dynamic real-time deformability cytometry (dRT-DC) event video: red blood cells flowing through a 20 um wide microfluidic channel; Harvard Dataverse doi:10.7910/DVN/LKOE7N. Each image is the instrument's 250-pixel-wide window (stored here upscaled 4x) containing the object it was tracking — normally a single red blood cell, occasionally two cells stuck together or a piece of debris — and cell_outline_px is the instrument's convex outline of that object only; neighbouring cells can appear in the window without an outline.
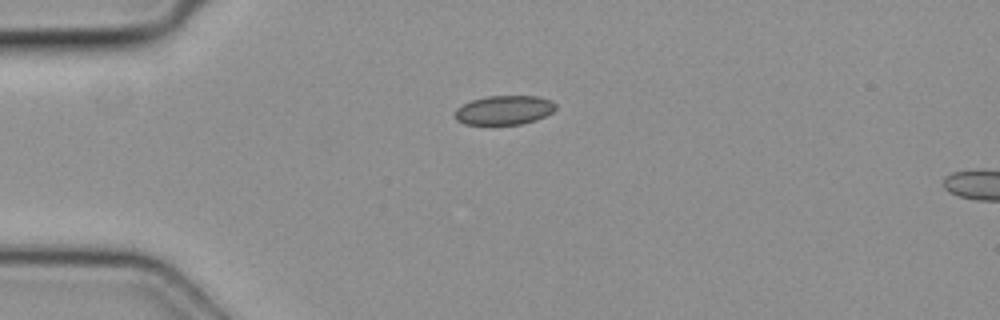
{"species": "common noctule bat (a hibernating species)", "species_latin": "Nyctalus noctula", "temperature_condition": "cold", "stored_images_in_passage": 2, "camera_frame_rate_fps": 3000, "um_per_image_px": 0.085, "animal": {"sex": "female", "body_mass_g": 19.3, "forearm_length_mm": 54.1}, "frame": {"image": 1, "passage_image": 1, "time_ms": 0.0, "image_size_px": [1000, 320], "cell_outline_px": [[556, 108], [552, 112], [536, 120], [520, 124], [464, 124], [456, 120], [456, 108], [472, 100], [488, 96], [536, 96], [552, 100], [556, 104]], "centroid_in_image_um": [42.87, 9.35], "position_along_channel_um": 42.1, "area_um2": 16.99}}